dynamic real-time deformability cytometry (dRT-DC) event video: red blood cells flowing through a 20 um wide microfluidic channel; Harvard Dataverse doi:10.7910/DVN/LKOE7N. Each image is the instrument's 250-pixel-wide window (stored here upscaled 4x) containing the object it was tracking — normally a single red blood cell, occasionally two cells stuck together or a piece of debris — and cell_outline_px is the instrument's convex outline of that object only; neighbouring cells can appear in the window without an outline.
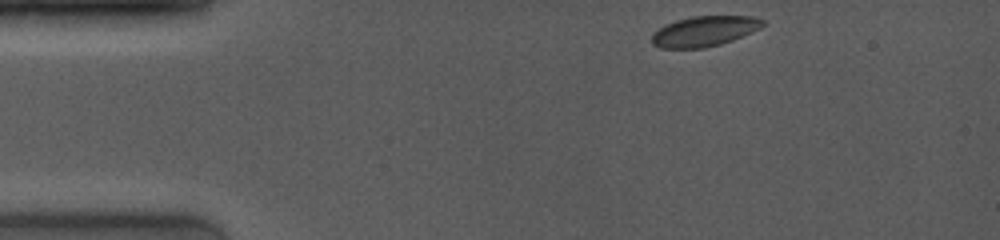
{"species": "common noctule bat (a hibernating species)", "species_latin": "Nyctalus noctula", "temperature_condition": "room temperature", "stored_images_in_passage": 44, "camera_frame_rate_fps": 4000, "um_per_image_px": 0.085, "animal": {"sex": "female", "body_mass_g": 19.0, "forearm_length_mm": 53.3}, "frame": {"image": 1, "passage_image": 1, "time_ms": 0.0, "image_size_px": [1000, 240], "cell_outline_px": [[764, 24], [760, 28], [752, 32], [732, 40], [720, 44], [704, 48], [660, 48], [652, 44], [652, 32], [664, 24], [676, 20], [692, 16], [752, 16], [764, 20]], "centroid_in_image_um": [59.83, 2.65], "position_along_channel_um": 25.2, "area_um2": 19.65}}
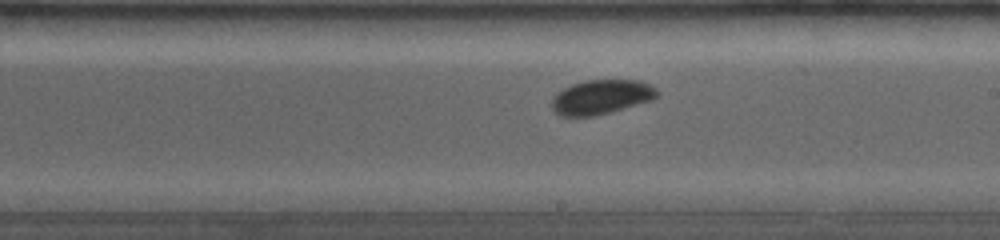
{"frame": {"image": 2, "passage_image": 21, "time_ms": 7.0, "image_size_px": [1000, 240], "cell_outline_px": [[660, 92], [652, 100], [608, 112], [592, 116], [560, 116], [552, 108], [552, 100], [564, 88], [572, 84], [584, 80], [636, 80], [648, 84], [656, 88]], "centroid_in_image_um": [51.12, 8.23], "position_along_channel_um": 237.9, "area_um2": 20.75}}
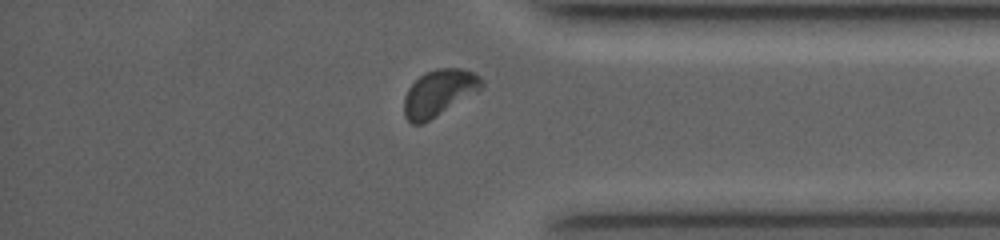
{"frame": {"image": 3, "passage_image": 37, "time_ms": 11.0, "image_size_px": [1000, 240], "cell_outline_px": [[484, 84], [480, 88], [424, 124], [412, 124], [404, 116], [404, 96], [408, 88], [424, 72], [436, 68], [460, 68], [472, 72], [480, 76], [484, 80]], "centroid_in_image_um": [37.27, 7.88], "position_along_channel_um": 397.9, "area_um2": 20.69}, "authors_computed_cell_mechanics": {"area_um2": 20.7502, "velocity_mm_per_s": 4.0429, "shape_relaxation_time_tau1_ms": 2.0974, "shape_relaxation_time_tau2_ms": null, "deformation_change_tau1": 0.0494, "deformation_change_tau2": null}}